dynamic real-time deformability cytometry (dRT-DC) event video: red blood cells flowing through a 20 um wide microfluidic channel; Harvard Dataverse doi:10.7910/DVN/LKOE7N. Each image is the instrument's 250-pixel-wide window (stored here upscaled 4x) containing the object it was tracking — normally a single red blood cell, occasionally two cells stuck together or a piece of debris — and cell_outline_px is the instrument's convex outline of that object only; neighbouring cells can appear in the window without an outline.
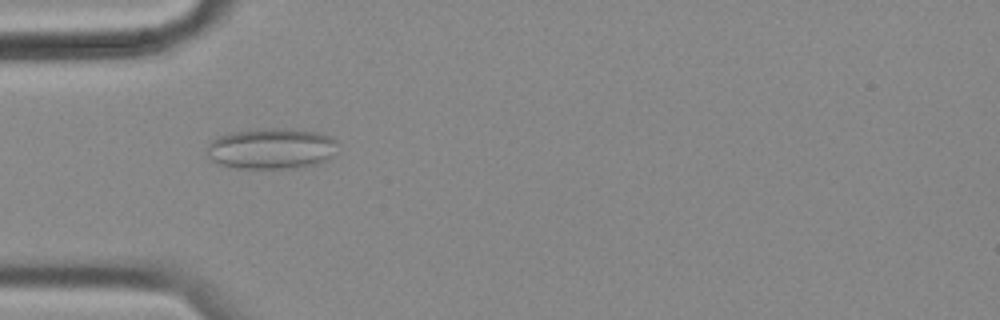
{"species": "common noctule bat (a hibernating species)", "species_latin": "Nyctalus noctula", "temperature_condition": "cold", "stored_images_in_passage": 57, "camera_frame_rate_fps": 3000, "um_per_image_px": 0.085, "animal": {"sex": "female", "body_mass_g": 18.4}, "frame": {"image": 1, "passage_image": 17, "time_ms": 5.333, "image_size_px": [1000, 320], "cell_outline_px": [[336, 144], [332, 156], [320, 164], [296, 168], [236, 168], [220, 164], [212, 160], [208, 156], [208, 144], [212, 140], [220, 136], [236, 132], [268, 128], [276, 128], [316, 132], [332, 136], [336, 140]], "centroid_in_image_um": [23.1, 12.65], "position_along_channel_um": 61.9, "area_um2": 30.87}}
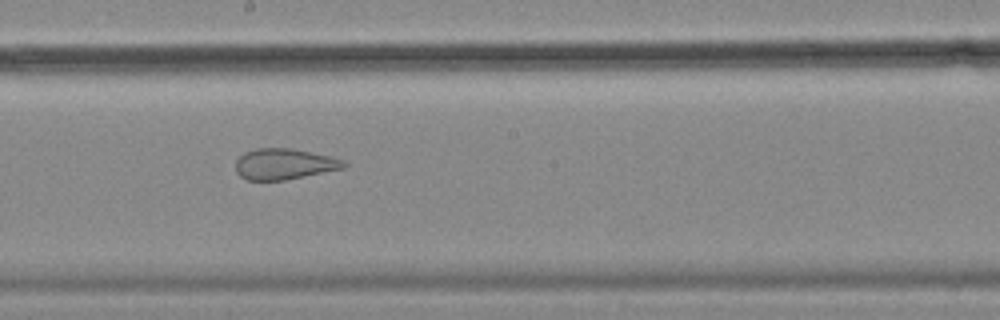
{"frame": {"image": 2, "passage_image": 31, "time_ms": 10.0, "image_size_px": [1000, 320], "cell_outline_px": [[348, 164], [344, 168], [284, 180], [248, 180], [240, 176], [236, 172], [236, 160], [244, 152], [256, 148], [292, 148], [332, 156], [344, 160]], "centroid_in_image_um": [24.16, 13.93], "position_along_channel_um": 224.0, "area_um2": 19.54}}
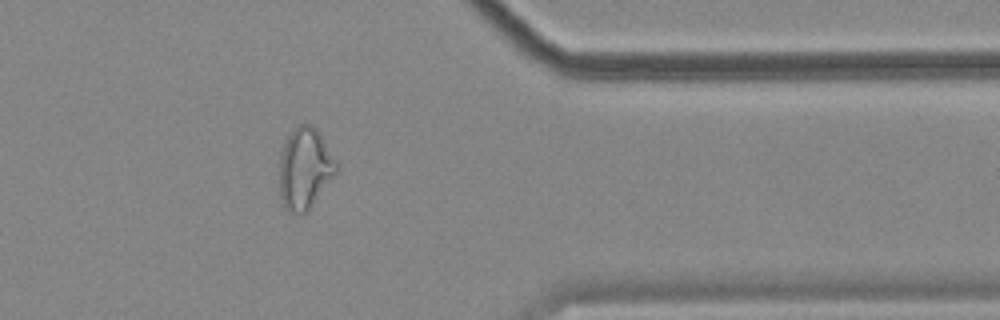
{"frame": {"image": 3, "passage_image": 46, "time_ms": 15.0, "image_size_px": [1000, 320], "cell_outline_px": [[340, 168], [308, 208], [304, 212], [288, 212], [284, 208], [280, 196], [280, 152], [288, 136], [300, 124], [312, 124], [316, 128], [340, 164]], "centroid_in_image_um": [25.92, 14.28], "position_along_channel_um": 385.5, "area_um2": 26.65}, "authors_computed_cell_mechanics": {"area_um2": 27.6284, "velocity_mm_per_s": 3.5089, "shape_relaxation_time_tau1_ms": null, "shape_relaxation_time_tau2_ms": 1.6074, "deformation_change_tau1": null, "deformation_change_tau2": 0.1078}}